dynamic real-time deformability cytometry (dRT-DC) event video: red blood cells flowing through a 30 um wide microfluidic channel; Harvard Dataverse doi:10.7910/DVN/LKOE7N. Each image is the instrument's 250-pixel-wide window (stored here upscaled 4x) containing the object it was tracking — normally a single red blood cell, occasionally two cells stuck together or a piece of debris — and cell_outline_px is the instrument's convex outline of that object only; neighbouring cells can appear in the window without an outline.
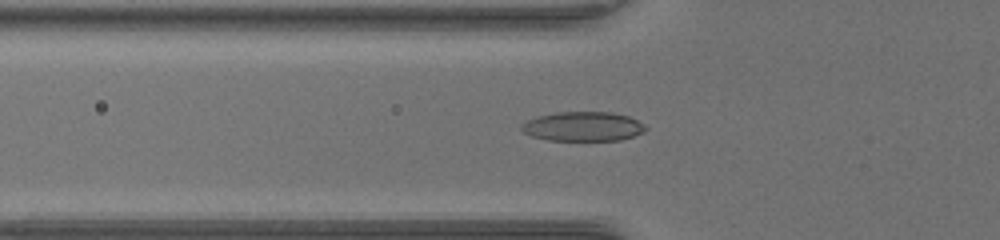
{"species": "common noctule bat (a hibernating species)", "species_latin": "Nyctalus noctula", "temperature_condition": "warm", "stored_images_in_passage": 53, "camera_frame_rate_fps": 3000, "um_per_image_px": 0.085, "animal": {"sex": "female", "body_mass_g": 17.0, "forearm_length_mm": 48.0}, "frame": {"image": 1, "passage_image": 20, "time_ms": 6.333, "image_size_px": [1000, 240], "cell_outline_px": [[648, 128], [644, 132], [620, 140], [548, 140], [532, 136], [524, 132], [520, 128], [520, 124], [536, 116], [556, 112], [612, 112], [628, 116], [644, 124]], "centroid_in_image_um": [49.54, 10.74], "position_along_channel_um": 76.3, "area_um2": 21.27}}
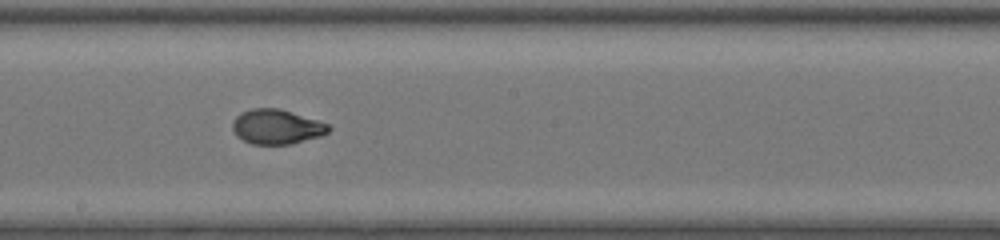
{"frame": {"image": 2, "passage_image": 31, "time_ms": 10.0, "image_size_px": [1000, 240], "cell_outline_px": [[332, 128], [328, 132], [320, 136], [292, 144], [252, 144], [236, 136], [232, 128], [232, 124], [236, 116], [240, 112], [252, 108], [280, 108], [328, 124]], "centroid_in_image_um": [23.49, 10.77], "position_along_channel_um": 224.7, "area_um2": 19.42}}
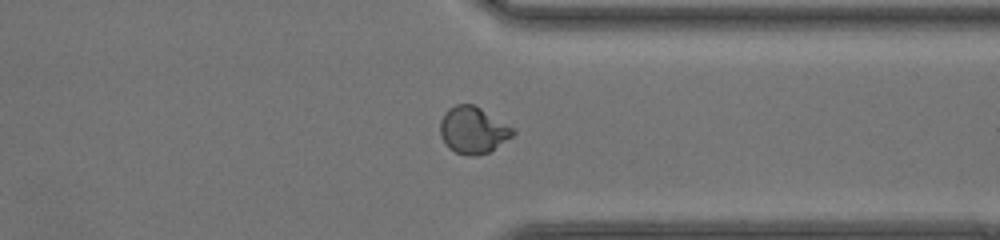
{"frame": {"image": 3, "passage_image": 42, "time_ms": 13.667, "image_size_px": [1000, 240], "cell_outline_px": [[516, 132], [512, 136], [488, 152], [468, 156], [456, 152], [448, 148], [440, 136], [440, 120], [444, 112], [448, 108], [456, 104], [472, 104], [480, 108], [516, 128]], "centroid_in_image_um": [40.19, 11.04], "position_along_channel_um": 371.2, "area_um2": 19.83}, "authors_computed_cell_mechanics": {"area_um2": 20.1144, "velocity_mm_per_s": 4.021, "shape_relaxation_time_tau1_ms": 8.1083, "shape_relaxation_time_tau2_ms": 0.9355, "deformation_change_tau1": 0.2834, "deformation_change_tau2": 0.0414}}